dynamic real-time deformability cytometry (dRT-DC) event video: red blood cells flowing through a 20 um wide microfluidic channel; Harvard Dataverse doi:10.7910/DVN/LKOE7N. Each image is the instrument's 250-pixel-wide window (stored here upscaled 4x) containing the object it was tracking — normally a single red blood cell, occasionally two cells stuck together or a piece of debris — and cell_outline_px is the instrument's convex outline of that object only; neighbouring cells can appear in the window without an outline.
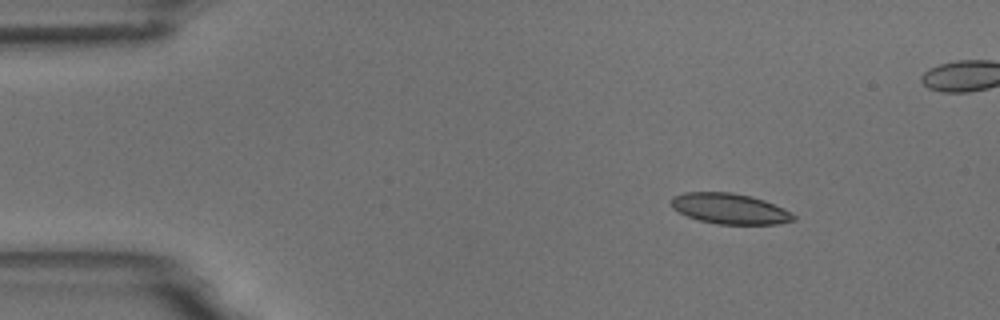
{"species": "common noctule bat (a hibernating species)", "species_latin": "Nyctalus noctula", "temperature_condition": "room temperature", "stored_images_in_passage": 16, "camera_frame_rate_fps": 3000, "um_per_image_px": 0.085, "animal": {"sex": "male", "body_mass_g": 18.8}, "frame": {"image": 1, "passage_image": 3, "time_ms": 2.333, "image_size_px": [1000, 320], "cell_outline_px": [[796, 220], [776, 224], [720, 224], [700, 220], [688, 216], [672, 208], [672, 196], [684, 192], [732, 192], [752, 196], [764, 200], [784, 208], [792, 212], [796, 216]], "centroid_in_image_um": [62.07, 17.73], "position_along_channel_um": 22.9, "area_um2": 21.79}}
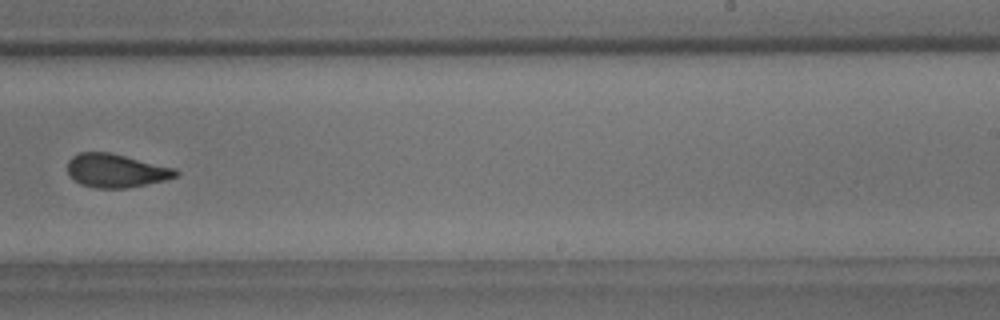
{"frame": {"image": 2, "passage_image": 10, "time_ms": 11.333, "image_size_px": [1000, 320], "cell_outline_px": [[180, 172], [176, 176], [164, 180], [128, 188], [96, 188], [80, 184], [68, 172], [68, 160], [72, 156], [80, 152], [112, 152], [176, 168]], "centroid_in_image_um": [9.88, 14.49], "position_along_channel_um": 279.1, "area_um2": 21.21}, "authors_computed_cell_mechanics": {"area_um2": 21.675, "velocity_mm_per_s": 3.6793, "shape_relaxation_time_tau1_ms": 2.5939, "shape_relaxation_time_tau2_ms": null, "deformation_change_tau1": 0.1065, "deformation_change_tau2": null}}